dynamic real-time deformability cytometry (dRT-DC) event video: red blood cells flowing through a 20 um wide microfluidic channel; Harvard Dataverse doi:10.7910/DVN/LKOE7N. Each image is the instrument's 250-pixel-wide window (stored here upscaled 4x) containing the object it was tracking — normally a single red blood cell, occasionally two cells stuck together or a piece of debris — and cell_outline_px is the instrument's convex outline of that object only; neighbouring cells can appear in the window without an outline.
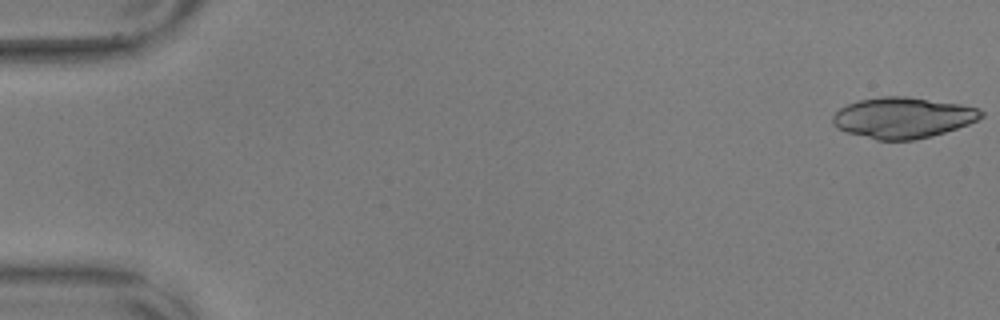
{"species": "common noctule bat (a hibernating species)", "species_latin": "Nyctalus noctula", "temperature_condition": "warm", "stored_images_in_passage": 12, "camera_frame_rate_fps": 3000, "um_per_image_px": 0.085, "animal": {"sex": "male", "body_mass_g": 17.9, "forearm_length_mm": 54.2}, "frame": {"image": 1, "passage_image": 1, "time_ms": 0.0, "image_size_px": [1000, 320], "cell_outline_px": [[984, 116], [968, 124], [932, 136], [912, 140], [876, 140], [844, 132], [836, 128], [832, 124], [832, 116], [840, 108], [848, 104], [860, 100], [884, 96], [908, 96], [960, 104], [976, 108], [984, 112]], "centroid_in_image_um": [76.71, 10.01], "position_along_channel_um": 8.3, "area_um2": 35.37}}